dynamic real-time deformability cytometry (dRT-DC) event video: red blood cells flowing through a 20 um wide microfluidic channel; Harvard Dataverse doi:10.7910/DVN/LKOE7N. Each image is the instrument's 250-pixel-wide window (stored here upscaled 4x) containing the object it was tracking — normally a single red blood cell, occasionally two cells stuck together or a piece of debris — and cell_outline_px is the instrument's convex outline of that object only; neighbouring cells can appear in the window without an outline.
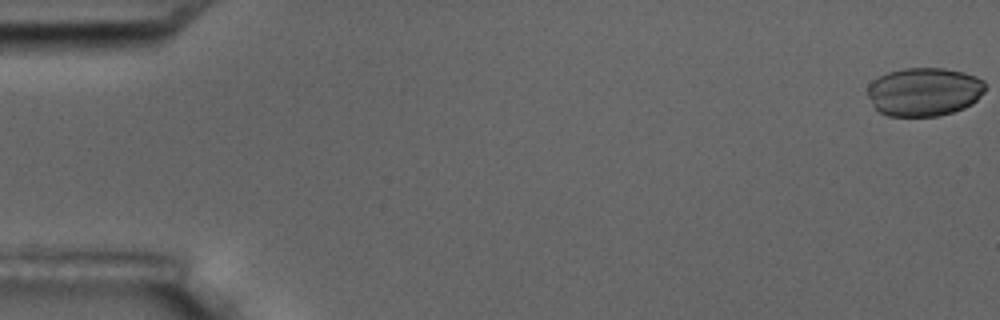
{"species": "common noctule bat (a hibernating species)", "species_latin": "Nyctalus noctula", "temperature_condition": "room temperature", "stored_images_in_passage": 5, "camera_frame_rate_fps": 3000, "um_per_image_px": 0.085, "animal": {"sex": "male", "body_mass_g": 17.5, "forearm_length_mm": 52.3}, "frame": {"image": 1, "passage_image": 1, "time_ms": 0.0, "image_size_px": [1000, 320], "cell_outline_px": [[984, 92], [972, 104], [964, 108], [952, 112], [936, 116], [888, 116], [880, 112], [872, 104], [868, 96], [868, 84], [872, 80], [888, 72], [904, 68], [944, 68], [964, 72], [976, 76], [984, 80]], "centroid_in_image_um": [78.55, 7.79], "position_along_channel_um": 6.5, "area_um2": 33.35}}